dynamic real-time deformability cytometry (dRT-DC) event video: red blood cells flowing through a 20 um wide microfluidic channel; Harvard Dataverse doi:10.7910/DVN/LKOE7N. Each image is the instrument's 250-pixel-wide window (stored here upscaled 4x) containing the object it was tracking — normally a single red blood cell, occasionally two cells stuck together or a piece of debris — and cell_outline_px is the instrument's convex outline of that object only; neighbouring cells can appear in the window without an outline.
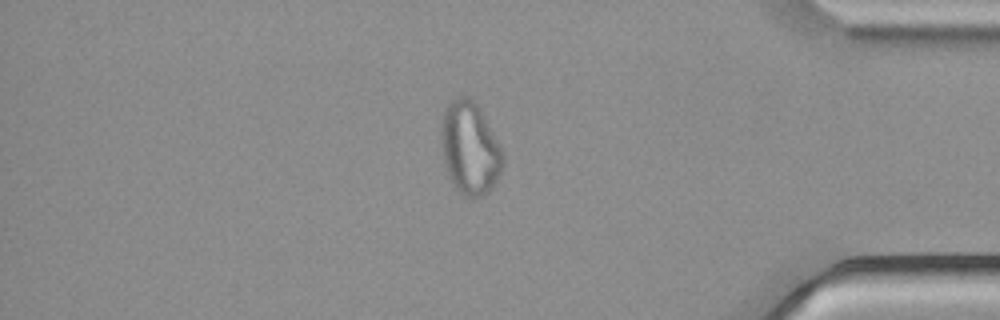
{"species": "common noctule bat (a hibernating species)", "species_latin": "Nyctalus noctula", "temperature_condition": "cold", "stored_images_in_passage": 54, "camera_frame_rate_fps": 3000, "um_per_image_px": 0.085, "animal": {"sex": "male", "body_mass_g": 21.5, "forearm_length_mm": 52.0}, "frame": {"image": 1, "passage_image": 46, "time_ms": 15.0, "image_size_px": [1000, 320], "cell_outline_px": [[504, 164], [496, 180], [488, 192], [480, 196], [464, 196], [452, 184], [448, 176], [440, 144], [444, 112], [448, 104], [456, 96], [468, 96], [480, 108], [504, 156]], "centroid_in_image_um": [39.92, 12.6], "position_along_channel_um": 395.3, "area_um2": 32.83}}